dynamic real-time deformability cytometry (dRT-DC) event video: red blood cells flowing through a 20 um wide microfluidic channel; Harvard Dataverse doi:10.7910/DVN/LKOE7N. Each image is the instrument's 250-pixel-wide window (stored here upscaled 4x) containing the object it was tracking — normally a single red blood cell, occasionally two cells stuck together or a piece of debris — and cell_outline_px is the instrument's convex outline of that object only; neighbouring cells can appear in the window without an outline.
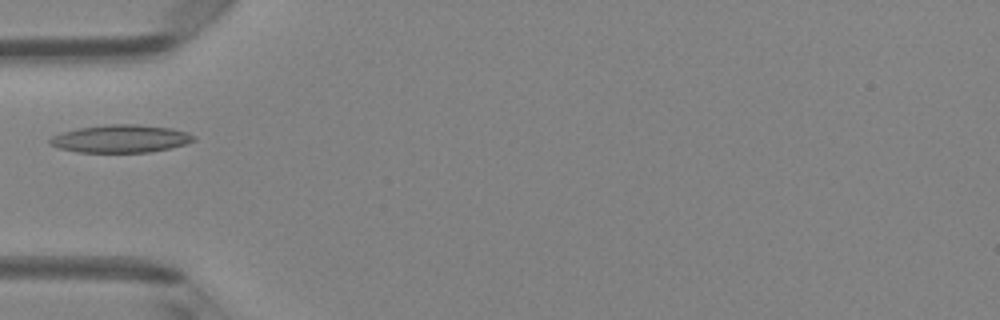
{"species": "Egyptian fruit bat (a non-hibernating species)", "species_latin": "Rousettus aegyptiacus", "temperature_condition": "room temperature", "stored_images_in_passage": 5, "camera_frame_rate_fps": 3000, "um_per_image_px": 0.085, "animal": {"sex": "female"}, "frame": {"image": 1, "passage_image": 5, "time_ms": 4.667, "image_size_px": [1000, 320], "cell_outline_px": [[196, 140], [184, 144], [168, 148], [148, 152], [80, 152], [60, 148], [48, 144], [48, 140], [52, 136], [64, 132], [80, 128], [108, 124], [136, 124], [172, 128], [188, 132], [196, 136]], "centroid_in_image_um": [10.28, 11.78], "position_along_channel_um": 74.7, "area_um2": 23.12}}